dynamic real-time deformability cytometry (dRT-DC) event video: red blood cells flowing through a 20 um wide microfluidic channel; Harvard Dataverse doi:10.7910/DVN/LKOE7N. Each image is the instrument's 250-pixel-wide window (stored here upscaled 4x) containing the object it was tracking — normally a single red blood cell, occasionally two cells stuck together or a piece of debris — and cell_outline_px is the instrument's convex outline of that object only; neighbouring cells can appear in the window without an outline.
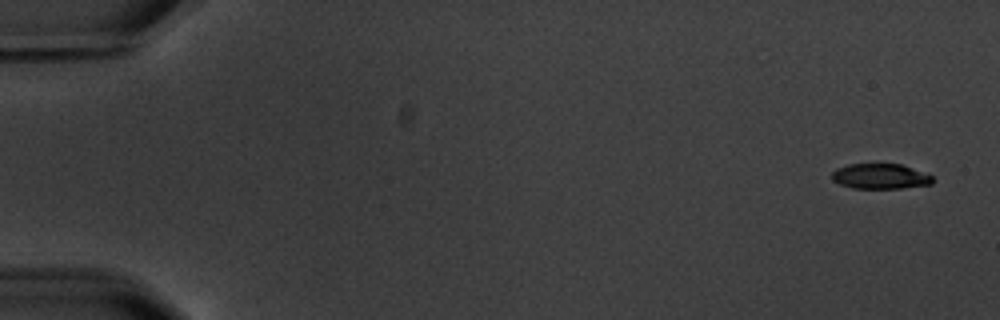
{"species": "common noctule bat (a hibernating species)", "species_latin": "Nyctalus noctula", "temperature_condition": "warm", "stored_images_in_passage": 5, "camera_frame_rate_fps": 3000, "um_per_image_px": 0.085, "animal": {"sex": "male", "body_mass_g": 20.1, "forearm_length_mm": 53.5}, "frame": {"image": 1, "passage_image": 1, "time_ms": 0.0, "image_size_px": [1000, 320], "cell_outline_px": [[936, 180], [932, 184], [900, 188], [852, 188], [840, 184], [832, 180], [832, 172], [836, 168], [848, 164], [900, 164], [932, 176]], "centroid_in_image_um": [74.81, 14.99], "position_along_channel_um": 10.2, "area_um2": 14.74}}
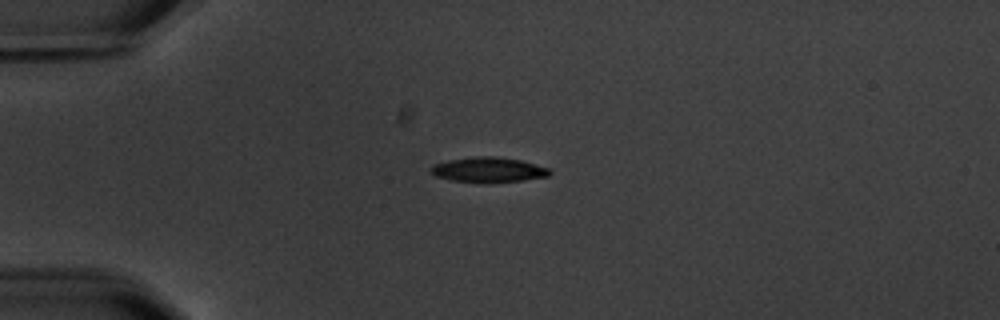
{"frame": {"image": 2, "passage_image": 4, "time_ms": 4.333, "image_size_px": [1000, 320], "cell_outline_px": [[552, 172], [548, 176], [524, 180], [452, 180], [436, 176], [428, 168], [432, 164], [448, 160], [476, 156], [492, 156], [520, 160], [548, 168]], "centroid_in_image_um": [41.49, 14.38], "position_along_channel_um": 43.5, "area_um2": 16.47}}